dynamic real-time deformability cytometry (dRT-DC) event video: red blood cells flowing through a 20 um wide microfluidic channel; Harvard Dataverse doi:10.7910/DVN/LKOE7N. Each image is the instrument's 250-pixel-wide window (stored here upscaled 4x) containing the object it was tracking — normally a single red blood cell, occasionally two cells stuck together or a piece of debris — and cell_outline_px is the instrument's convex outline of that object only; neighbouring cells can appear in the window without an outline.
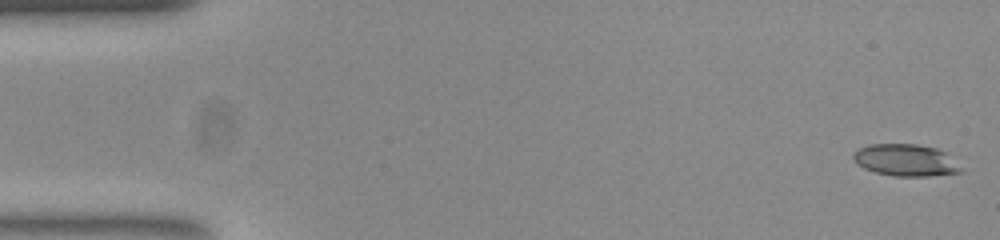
{"species": "common noctule bat (a hibernating species)", "species_latin": "Nyctalus noctula", "temperature_condition": "room temperature", "stored_images_in_passage": 52, "camera_frame_rate_fps": 3000, "um_per_image_px": 0.085, "animal": {"sex": "female", "body_mass_g": 23.0, "forearm_length_mm": 53.4}, "frame": {"image": 1, "passage_image": 1, "time_ms": 0.0, "image_size_px": [1000, 240], "cell_outline_px": [[964, 172], [928, 176], [892, 176], [876, 172], [864, 168], [856, 164], [852, 156], [852, 152], [868, 144], [916, 144], [936, 148], [944, 152], [964, 168]], "centroid_in_image_um": [76.98, 13.62], "position_along_channel_um": 8.0, "area_um2": 20.17}}
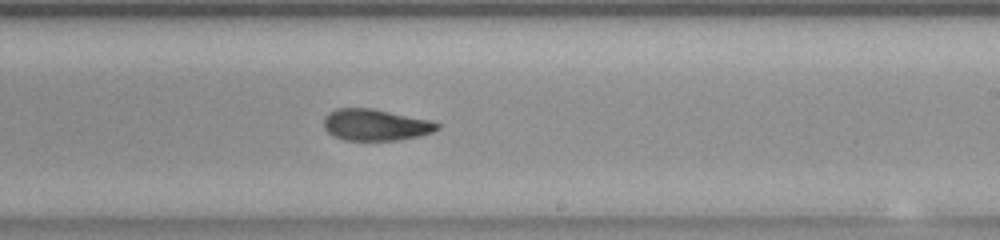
{"frame": {"image": 2, "passage_image": 31, "time_ms": 10.0, "image_size_px": [1000, 240], "cell_outline_px": [[440, 128], [432, 132], [420, 136], [396, 140], [344, 140], [328, 132], [324, 128], [324, 116], [328, 112], [336, 108], [372, 108], [432, 120], [440, 124]], "centroid_in_image_um": [31.93, 10.6], "position_along_channel_um": 257.1, "area_um2": 20.92}}
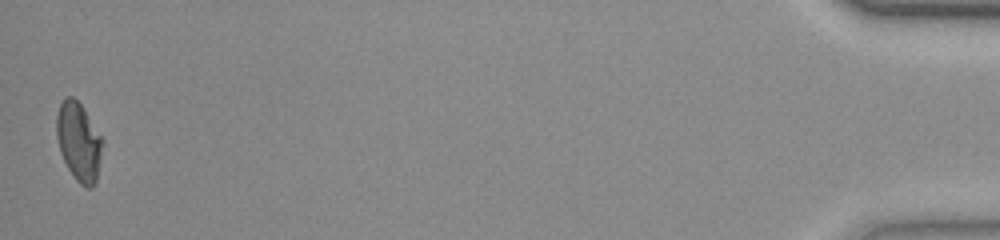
{"frame": {"image": 3, "passage_image": 52, "time_ms": 17.0, "image_size_px": [1000, 240], "cell_outline_px": [[104, 140], [96, 184], [92, 188], [88, 188], [80, 184], [76, 180], [68, 168], [60, 152], [56, 136], [56, 116], [60, 104], [64, 96], [72, 96], [84, 108]], "centroid_in_image_um": [6.7, 12.04], "position_along_channel_um": 428.5, "area_um2": 21.27}, "authors_computed_cell_mechanics": {"area_um2": 21.2704, "velocity_mm_per_s": 3.8616, "shape_relaxation_time_tau1_ms": 11.191, "shape_relaxation_time_tau2_ms": 1.4656, "deformation_change_tau1": 0.2745, "deformation_change_tau2": 0.07}}